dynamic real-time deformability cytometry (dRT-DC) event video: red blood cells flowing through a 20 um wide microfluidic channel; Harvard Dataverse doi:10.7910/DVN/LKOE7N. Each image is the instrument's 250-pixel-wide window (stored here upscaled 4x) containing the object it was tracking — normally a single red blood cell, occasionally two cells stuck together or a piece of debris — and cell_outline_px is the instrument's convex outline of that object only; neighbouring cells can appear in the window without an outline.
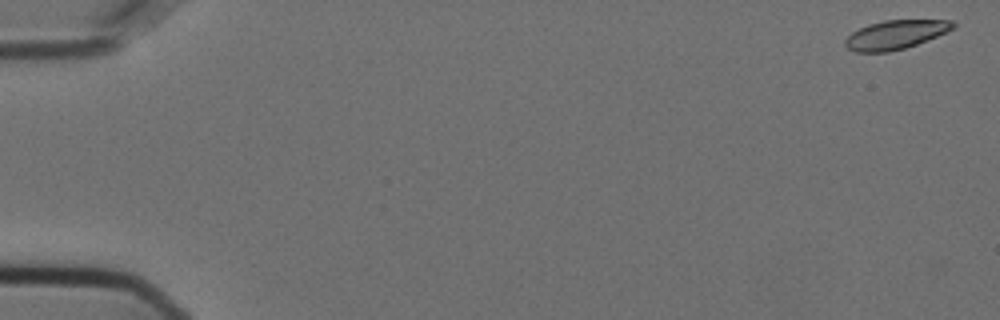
{"species": "Egyptian fruit bat (a non-hibernating species)", "species_latin": "Rousettus aegyptiacus", "temperature_condition": "cold", "stored_images_in_passage": 36, "camera_frame_rate_fps": 3000, "um_per_image_px": 0.085, "animal": {"sex": "female"}, "frame": {"image": 1, "passage_image": 1, "time_ms": 0.0, "image_size_px": [1000, 320], "cell_outline_px": [[956, 28], [916, 44], [904, 48], [888, 52], [856, 52], [848, 48], [844, 44], [844, 40], [852, 32], [868, 24], [884, 20], [952, 20], [956, 24]], "centroid_in_image_um": [76.11, 2.94], "position_along_channel_um": 8.9, "area_um2": 18.09}}
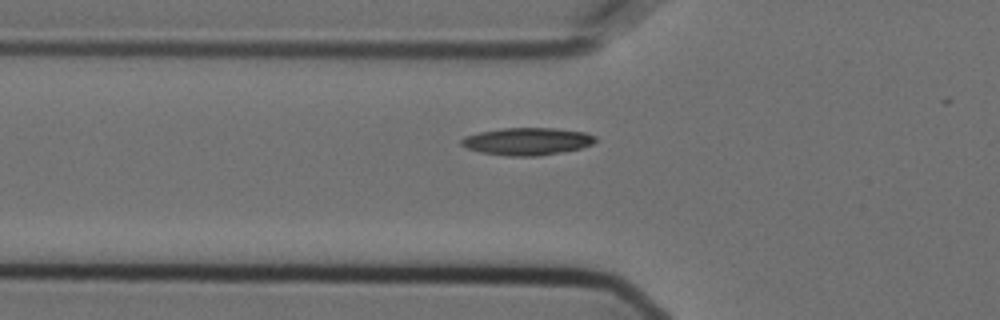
{"frame": {"image": 2, "passage_image": 20, "time_ms": 6.333, "image_size_px": [1000, 320], "cell_outline_px": [[600, 140], [592, 144], [580, 148], [560, 152], [536, 156], [508, 156], [480, 152], [468, 148], [460, 144], [460, 140], [464, 136], [480, 132], [500, 128], [556, 128], [584, 132], [596, 136]], "centroid_in_image_um": [44.82, 12.01], "position_along_channel_um": 81.0, "area_um2": 21.44}}
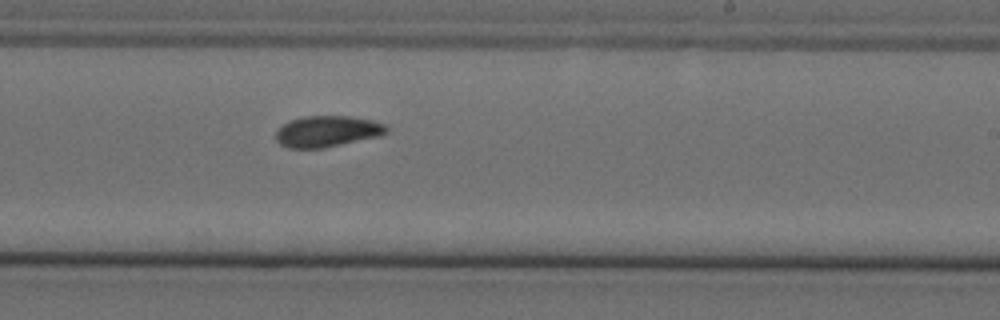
{"frame": {"image": 3, "passage_image": 35, "time_ms": 11.333, "image_size_px": [1000, 320], "cell_outline_px": [[388, 132], [380, 136], [324, 148], [288, 148], [280, 144], [276, 140], [276, 132], [284, 124], [292, 120], [304, 116], [348, 116], [372, 120], [384, 124], [388, 128]], "centroid_in_image_um": [27.83, 11.17], "position_along_channel_um": 261.2, "area_um2": 20.0}}